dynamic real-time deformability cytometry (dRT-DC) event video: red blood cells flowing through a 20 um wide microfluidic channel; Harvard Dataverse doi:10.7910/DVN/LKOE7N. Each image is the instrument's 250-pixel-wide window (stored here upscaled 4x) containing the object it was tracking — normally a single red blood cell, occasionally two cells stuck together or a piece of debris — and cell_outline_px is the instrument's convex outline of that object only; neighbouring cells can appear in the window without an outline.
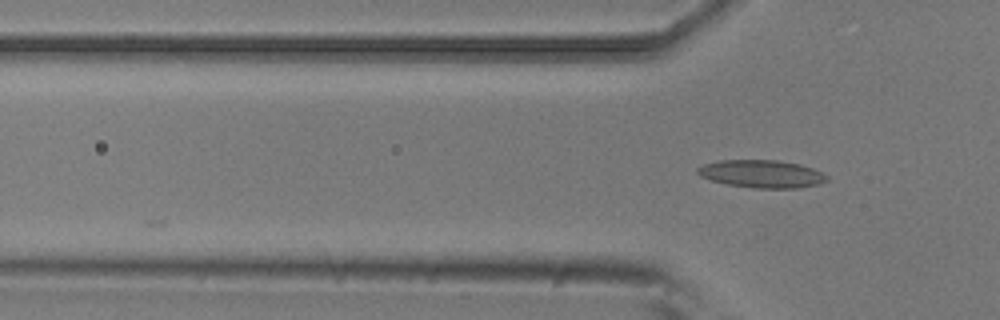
{"species": "common noctule bat (a hibernating species)", "species_latin": "Nyctalus noctula", "temperature_condition": "room temperature", "stored_images_in_passage": 3, "camera_frame_rate_fps": 3000, "um_per_image_px": 0.085, "animal": {"sex": "male", "body_mass_g": 20.5, "forearm_length_mm": 52.5}, "frame": {"image": 1, "passage_image": 3, "time_ms": 0.667, "image_size_px": [1000, 320], "cell_outline_px": [[828, 180], [820, 184], [796, 188], [752, 188], [728, 184], [712, 180], [700, 176], [696, 172], [696, 168], [704, 164], [720, 160], [776, 160], [800, 164], [812, 168], [828, 176]], "centroid_in_image_um": [64.74, 14.78], "position_along_channel_um": 61.1, "area_um2": 20.87}}